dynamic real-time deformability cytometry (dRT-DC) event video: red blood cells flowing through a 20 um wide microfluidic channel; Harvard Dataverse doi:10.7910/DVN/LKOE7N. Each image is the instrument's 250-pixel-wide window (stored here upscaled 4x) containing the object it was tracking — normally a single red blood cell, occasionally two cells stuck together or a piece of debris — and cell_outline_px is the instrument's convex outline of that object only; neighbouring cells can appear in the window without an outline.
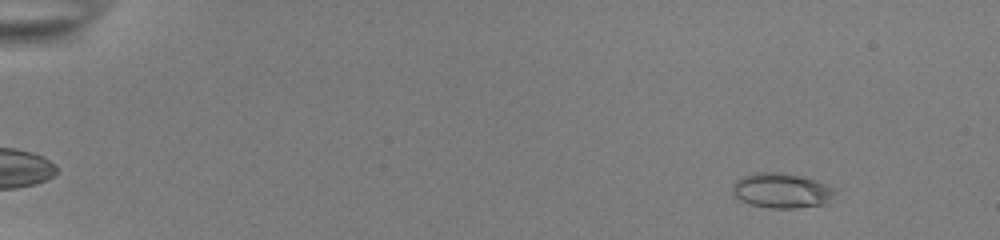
{"species": "common noctule bat (a hibernating species)", "species_latin": "Nyctalus noctula", "temperature_condition": "room temperature", "stored_images_in_passage": 55, "camera_frame_rate_fps": 3000, "um_per_image_px": 0.085, "animal": {"sex": "female", "body_mass_g": 22.0, "forearm_length_mm": 56.7}, "frame": {"image": 1, "passage_image": 7, "time_ms": 2.0, "image_size_px": [1000, 240], "cell_outline_px": [[836, 192], [828, 204], [792, 208], [768, 208], [748, 204], [732, 196], [732, 184], [740, 176], [752, 172], [784, 172], [816, 180], [836, 188]], "centroid_in_image_um": [66.4, 16.19], "position_along_channel_um": 18.6, "area_um2": 21.44}}
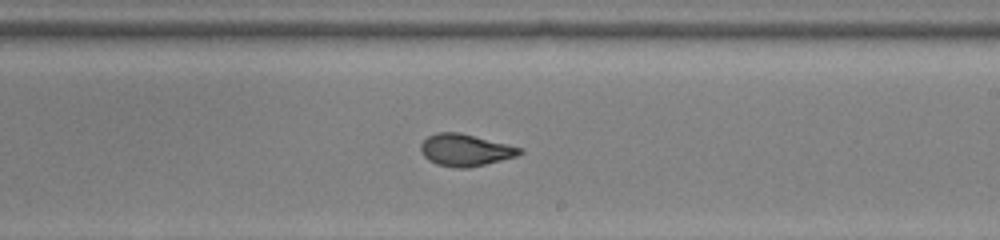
{"frame": {"image": 2, "passage_image": 35, "time_ms": 11.333, "image_size_px": [1000, 240], "cell_outline_px": [[524, 152], [516, 156], [468, 168], [460, 168], [436, 164], [428, 160], [420, 152], [420, 144], [428, 136], [436, 132], [460, 132], [524, 148]], "centroid_in_image_um": [39.54, 12.74], "position_along_channel_um": 249.5, "area_um2": 18.5}}
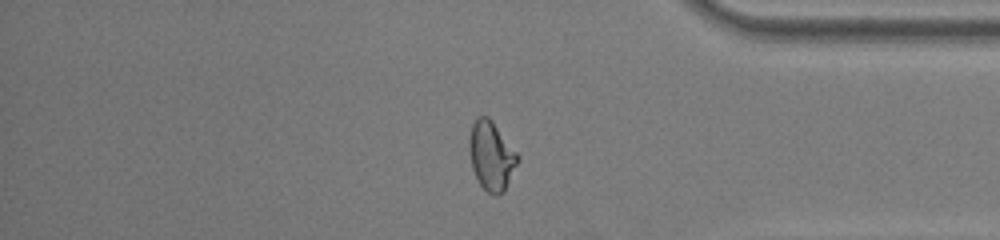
{"frame": {"image": 3, "passage_image": 47, "time_ms": 15.333, "image_size_px": [1000, 240], "cell_outline_px": [[520, 156], [504, 192], [496, 196], [492, 196], [480, 184], [472, 168], [468, 148], [468, 140], [472, 124], [476, 116], [488, 116], [492, 120]], "centroid_in_image_um": [41.75, 13.22], "position_along_channel_um": 393.5, "area_um2": 19.54}, "authors_computed_cell_mechanics": {"area_um2": 19.363, "velocity_mm_per_s": 3.9005, "shape_relaxation_time_tau1_ms": 7.3067, "shape_relaxation_time_tau2_ms": 0.7765, "deformation_change_tau1": 0.2493, "deformation_change_tau2": 0.0735}}